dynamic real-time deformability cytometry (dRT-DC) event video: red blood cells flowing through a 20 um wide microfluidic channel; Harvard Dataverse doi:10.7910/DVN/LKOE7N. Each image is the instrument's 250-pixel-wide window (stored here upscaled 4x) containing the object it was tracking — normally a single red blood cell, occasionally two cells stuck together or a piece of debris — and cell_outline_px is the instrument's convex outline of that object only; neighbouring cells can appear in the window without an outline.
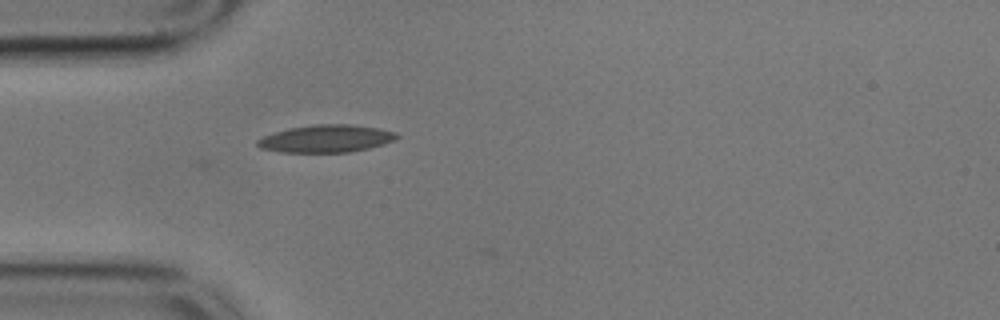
{"species": "common noctule bat (a hibernating species)", "species_latin": "Nyctalus noctula", "temperature_condition": "cold", "stored_images_in_passage": 32, "camera_frame_rate_fps": 3000, "um_per_image_px": 0.085, "animal": {"sex": "male", "body_mass_g": 17.9}, "frame": {"image": 1, "passage_image": 1, "time_ms": 0.0, "image_size_px": [1000, 320], "cell_outline_px": [[400, 136], [396, 140], [384, 144], [352, 152], [280, 152], [260, 148], [256, 144], [256, 140], [264, 136], [288, 128], [312, 124], [352, 124], [380, 128], [396, 132]], "centroid_in_image_um": [27.76, 11.78], "position_along_channel_um": 57.2, "area_um2": 22.54}}
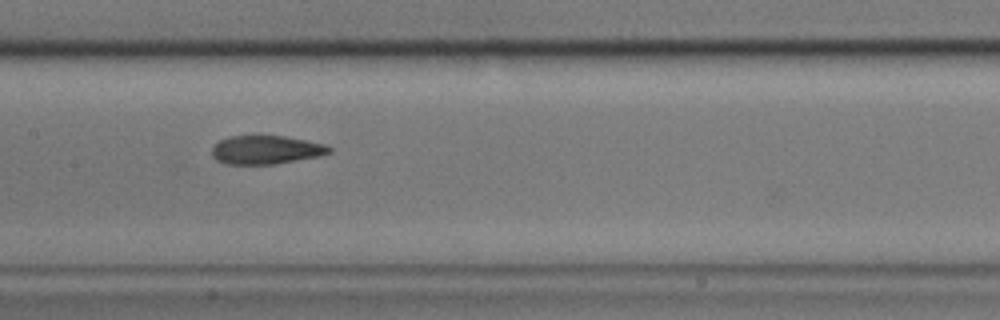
{"frame": {"image": 2, "passage_image": 12, "time_ms": 3.667, "image_size_px": [1000, 320], "cell_outline_px": [[332, 152], [320, 156], [276, 164], [228, 164], [216, 160], [212, 156], [212, 144], [228, 136], [284, 136], [324, 144], [332, 148]], "centroid_in_image_um": [22.59, 12.74], "position_along_channel_um": 184.8, "area_um2": 19.59}}
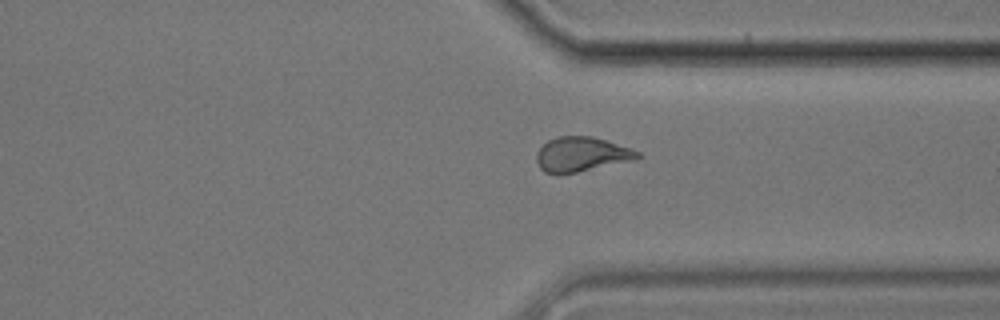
{"frame": {"image": 3, "passage_image": 27, "time_ms": 8.667, "image_size_px": [1000, 320], "cell_outline_px": [[640, 156], [636, 160], [560, 176], [556, 176], [544, 172], [540, 168], [536, 160], [536, 152], [548, 140], [556, 136], [592, 136], [632, 148], [640, 152]], "centroid_in_image_um": [49.41, 13.15], "position_along_channel_um": 362.0, "area_um2": 20.92}}